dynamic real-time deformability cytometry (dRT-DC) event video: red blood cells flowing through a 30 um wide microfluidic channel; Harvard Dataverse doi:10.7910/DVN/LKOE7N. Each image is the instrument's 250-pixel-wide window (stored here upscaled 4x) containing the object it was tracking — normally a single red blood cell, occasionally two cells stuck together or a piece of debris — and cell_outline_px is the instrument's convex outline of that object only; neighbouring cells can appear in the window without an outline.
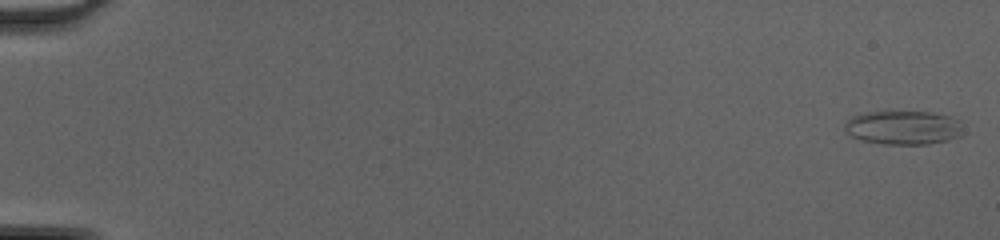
{"species": "common noctule bat (a hibernating species)", "species_latin": "Nyctalus noctula", "temperature_condition": "cold", "stored_images_in_passage": 51, "camera_frame_rate_fps": 3000, "um_per_image_px": 0.085, "animal": {"sex": "female", "body_mass_g": 20.0, "forearm_length_mm": 54.0}, "frame": {"image": 1, "passage_image": 2, "time_ms": 0.333, "image_size_px": [1000, 240], "cell_outline_px": [[960, 136], [948, 140], [928, 144], [884, 144], [860, 140], [848, 136], [844, 128], [844, 124], [852, 116], [860, 112], [932, 112], [948, 116], [960, 120]], "centroid_in_image_um": [76.71, 10.85], "position_along_channel_um": 8.3, "area_um2": 23.47}}
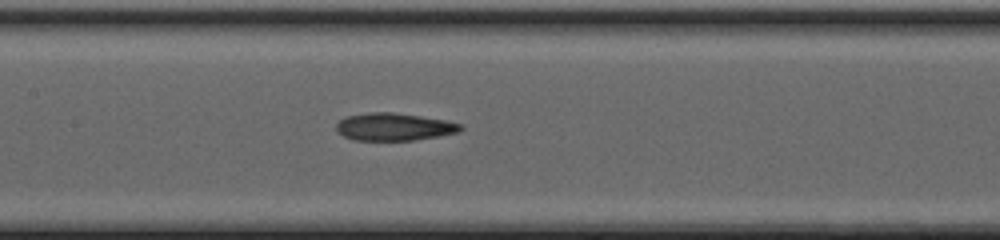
{"frame": {"image": 2, "passage_image": 27, "time_ms": 8.667, "image_size_px": [1000, 240], "cell_outline_px": [[464, 128], [460, 132], [416, 140], [356, 140], [344, 136], [336, 132], [336, 124], [344, 116], [368, 112], [392, 112], [420, 116], [444, 120], [460, 124]], "centroid_in_image_um": [33.47, 10.78], "position_along_channel_um": 173.9, "area_um2": 20.0}}
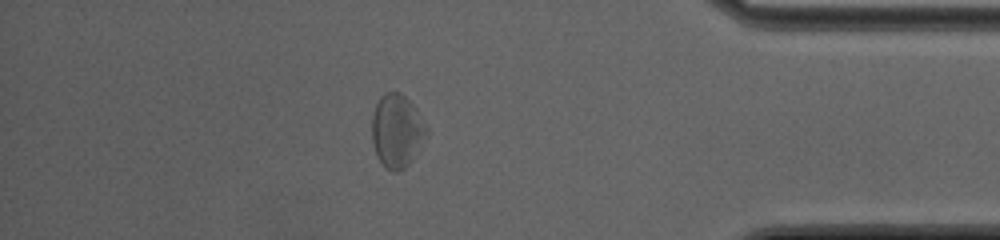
{"frame": {"image": 3, "passage_image": 45, "time_ms": 14.667, "image_size_px": [1000, 240], "cell_outline_px": [[428, 136], [408, 164], [404, 168], [396, 172], [392, 172], [380, 160], [376, 152], [372, 140], [372, 116], [376, 104], [380, 96], [384, 92], [400, 92], [416, 108], [428, 128]], "centroid_in_image_um": [33.75, 11.1], "position_along_channel_um": 401.5, "area_um2": 23.18}, "authors_computed_cell_mechanics": {"area_um2": 21.8484, "velocity_mm_per_s": 4.2638, "shape_relaxation_time_tau1_ms": 8.1707, "shape_relaxation_time_tau2_ms": 3.3367, "deformation_change_tau1": 0.2082, "deformation_change_tau2": 0.1411}}